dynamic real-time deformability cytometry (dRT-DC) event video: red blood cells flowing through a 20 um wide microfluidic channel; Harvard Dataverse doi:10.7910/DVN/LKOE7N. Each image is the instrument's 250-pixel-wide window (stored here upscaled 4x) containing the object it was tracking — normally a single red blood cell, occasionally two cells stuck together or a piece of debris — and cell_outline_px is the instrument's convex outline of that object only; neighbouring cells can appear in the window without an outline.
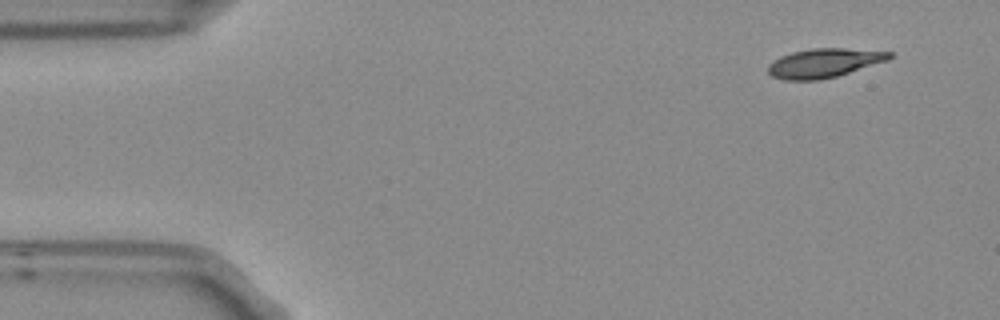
{"species": "Egyptian fruit bat (a non-hibernating species)", "species_latin": "Rousettus aegyptiacus", "temperature_condition": "room temperature", "stored_images_in_passage": 4, "camera_frame_rate_fps": 3000, "um_per_image_px": 0.085, "frame": {"image": 1, "passage_image": 1, "time_ms": 0.0, "image_size_px": [1000, 320], "cell_outline_px": [[892, 56], [888, 60], [836, 76], [820, 80], [784, 80], [772, 76], [768, 72], [768, 64], [772, 60], [780, 56], [792, 52], [812, 48], [844, 48], [892, 52]], "centroid_in_image_um": [70.0, 5.35], "position_along_channel_um": 15.0, "area_um2": 20.46}}
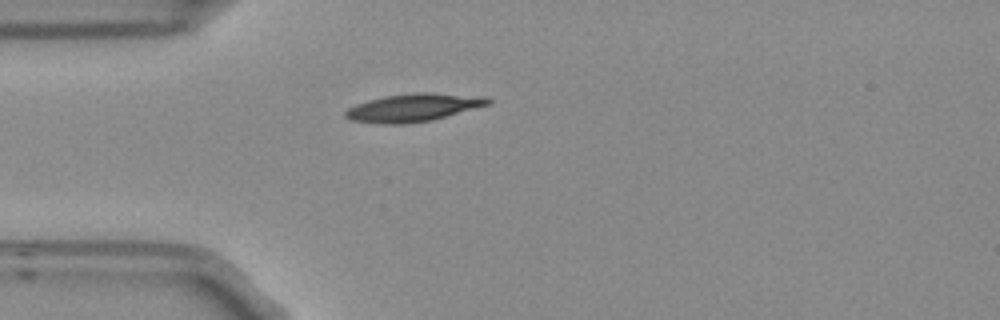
{"frame": {"image": 2, "passage_image": 4, "time_ms": 1.0, "image_size_px": [1000, 320], "cell_outline_px": [[492, 104], [432, 120], [408, 124], [380, 124], [348, 120], [344, 116], [344, 112], [348, 108], [356, 104], [368, 100], [384, 96], [416, 92], [428, 92], [488, 96], [492, 100]], "centroid_in_image_um": [35.17, 9.14], "position_along_channel_um": 49.8, "area_um2": 23.64}}